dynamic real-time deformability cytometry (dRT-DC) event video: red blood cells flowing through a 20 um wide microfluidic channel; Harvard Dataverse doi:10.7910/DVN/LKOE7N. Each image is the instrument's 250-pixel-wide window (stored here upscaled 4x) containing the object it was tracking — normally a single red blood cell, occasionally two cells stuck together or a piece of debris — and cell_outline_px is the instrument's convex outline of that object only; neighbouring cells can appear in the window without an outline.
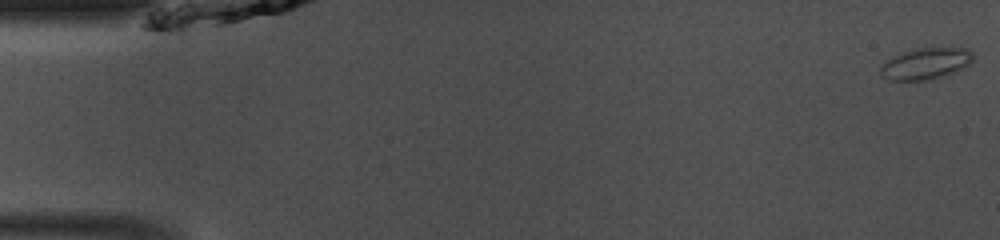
{"species": "common noctule bat (a hibernating species)", "species_latin": "Nyctalus noctula", "temperature_condition": "room temperature", "stored_images_in_passage": 48, "camera_frame_rate_fps": 3000, "um_per_image_px": 0.085, "animal": {"sex": "male", "body_mass_g": 13.0, "forearm_length_mm": 53.1}, "frame": {"image": 1, "passage_image": 1, "time_ms": 0.0, "image_size_px": [1000, 240], "cell_outline_px": [[972, 60], [964, 68], [956, 72], [932, 80], [888, 80], [880, 76], [880, 68], [892, 56], [904, 52], [920, 48], [968, 48], [972, 52]], "centroid_in_image_um": [78.69, 5.42], "position_along_channel_um": 6.3, "area_um2": 16.94}}
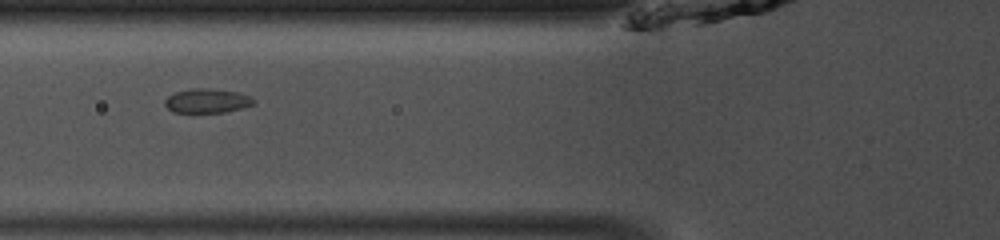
{"frame": {"image": 2, "passage_image": 18, "time_ms": 5.667, "image_size_px": [1000, 240], "cell_outline_px": [[256, 104], [224, 112], [172, 112], [164, 104], [164, 100], [168, 96], [176, 92], [192, 88], [204, 88], [236, 92], [248, 96], [256, 100]], "centroid_in_image_um": [17.59, 8.57], "position_along_channel_um": 108.2, "area_um2": 12.37}}
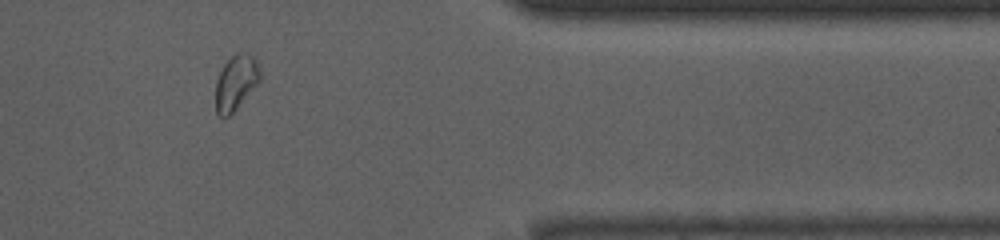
{"frame": {"image": 3, "passage_image": 40, "time_ms": 13.0, "image_size_px": [1000, 240], "cell_outline_px": [[260, 80], [236, 108], [228, 116], [220, 116], [216, 112], [216, 80], [224, 64], [236, 52], [256, 52], [260, 68]], "centroid_in_image_um": [20.09, 6.92], "position_along_channel_um": 391.3, "area_um2": 14.33}, "authors_computed_cell_mechanics": {"area_um2": 13.1206, "velocity_mm_per_s": 4.144, "shape_relaxation_time_tau1_ms": 4.8138, "shape_relaxation_time_tau2_ms": 1.4328, "deformation_change_tau1": 0.0859, "deformation_change_tau2": 0.0538}}